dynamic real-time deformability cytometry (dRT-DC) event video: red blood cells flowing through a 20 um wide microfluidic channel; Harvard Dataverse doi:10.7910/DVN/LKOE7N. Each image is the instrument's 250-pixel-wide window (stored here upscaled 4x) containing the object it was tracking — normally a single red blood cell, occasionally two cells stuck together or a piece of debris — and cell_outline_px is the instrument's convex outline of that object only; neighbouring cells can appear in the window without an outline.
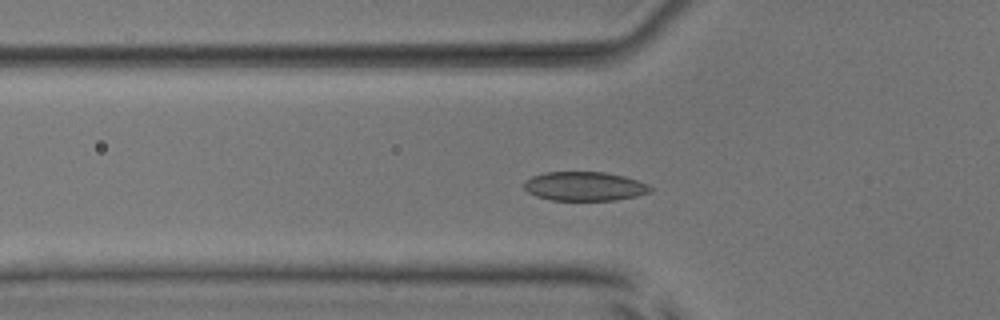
{"species": "common noctule bat (a hibernating species)", "species_latin": "Nyctalus noctula", "temperature_condition": "room temperature", "stored_images_in_passage": 51, "segment_of_instrument_passage": [1, 2], "camera_frame_rate_fps": 3000, "um_per_image_px": 0.085, "animal": {"sex": "male", "body_mass_g": 17.9, "forearm_length_mm": 54.2}, "frame": {"image": 1, "passage_image": 16, "time_ms": 5.0, "image_size_px": [1000, 320], "cell_outline_px": [[652, 192], [636, 196], [616, 200], [552, 200], [536, 196], [528, 192], [524, 188], [524, 180], [532, 176], [544, 172], [604, 172], [624, 176], [648, 184], [652, 188]], "centroid_in_image_um": [49.68, 15.83], "position_along_channel_um": 76.1, "area_um2": 21.44}}
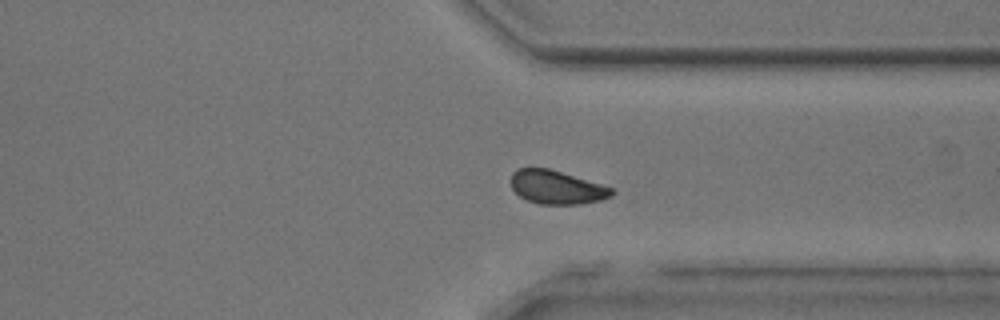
{"frame": {"image": 2, "passage_image": 38, "time_ms": 12.333, "image_size_px": [1000, 320], "cell_outline_px": [[616, 192], [612, 196], [600, 200], [580, 204], [540, 204], [528, 200], [520, 196], [512, 188], [512, 172], [516, 168], [548, 168], [600, 184], [612, 188]], "centroid_in_image_um": [47.32, 15.92], "position_along_channel_um": 364.1, "area_um2": 19.48}}
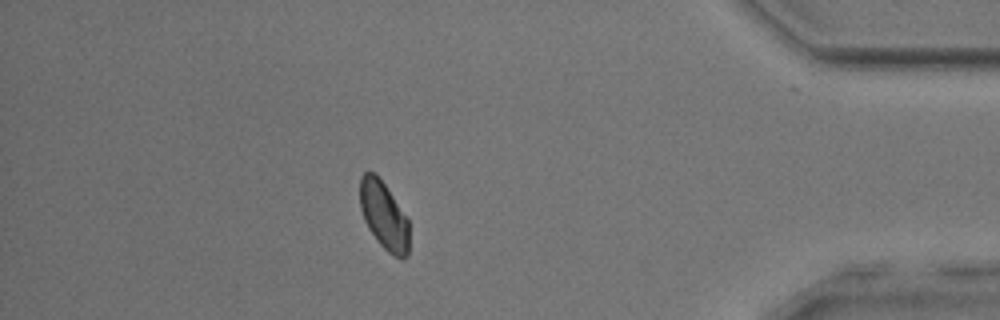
{"frame": {"image": 3, "passage_image": 44, "time_ms": 14.333, "image_size_px": [1000, 320], "cell_outline_px": [[408, 256], [404, 260], [400, 260], [388, 252], [380, 244], [368, 228], [364, 220], [360, 208], [360, 176], [364, 172], [372, 172], [384, 184], [408, 220]], "centroid_in_image_um": [32.62, 18.37], "position_along_channel_um": 402.6, "area_um2": 19.19}}